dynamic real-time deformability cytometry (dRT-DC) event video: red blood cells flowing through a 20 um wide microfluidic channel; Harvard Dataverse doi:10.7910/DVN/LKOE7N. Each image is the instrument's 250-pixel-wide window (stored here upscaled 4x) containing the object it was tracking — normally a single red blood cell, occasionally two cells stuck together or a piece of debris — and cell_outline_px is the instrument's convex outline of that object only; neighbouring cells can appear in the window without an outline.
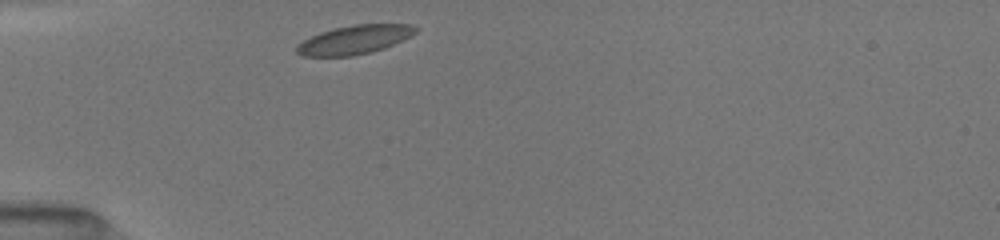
{"species": "common noctule bat (a hibernating species)", "species_latin": "Nyctalus noctula", "temperature_condition": "room temperature", "stored_images_in_passage": 4, "camera_frame_rate_fps": 3000, "um_per_image_px": 0.085, "animal": {"sex": "female", "body_mass_g": 19.5, "forearm_length_mm": 54.1}, "frame": {"image": 1, "passage_image": 1, "time_ms": 0.0, "image_size_px": [1000, 240], "cell_outline_px": [[420, 28], [416, 32], [384, 48], [372, 52], [352, 56], [300, 56], [296, 52], [296, 48], [304, 40], [320, 32], [336, 28], [356, 24], [412, 24]], "centroid_in_image_um": [30.14, 3.37], "position_along_channel_um": 54.9, "area_um2": 19.71}}